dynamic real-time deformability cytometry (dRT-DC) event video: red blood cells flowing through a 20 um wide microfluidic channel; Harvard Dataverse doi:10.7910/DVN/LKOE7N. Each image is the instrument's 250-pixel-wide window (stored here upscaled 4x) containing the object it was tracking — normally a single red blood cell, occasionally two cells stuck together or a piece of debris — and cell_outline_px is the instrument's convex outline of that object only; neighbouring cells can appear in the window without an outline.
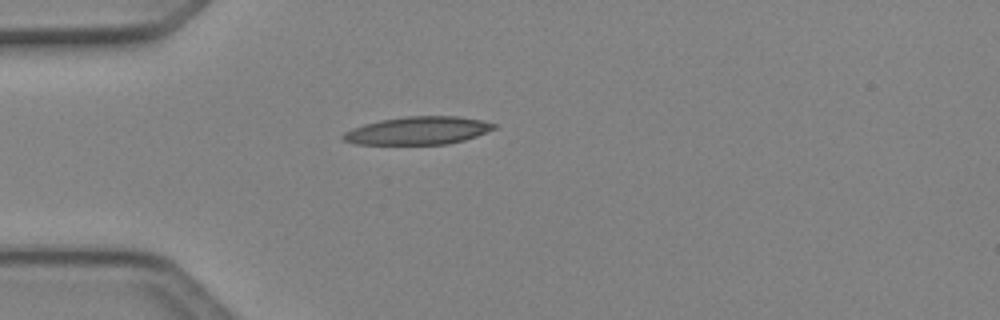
{"species": "Egyptian fruit bat (a non-hibernating species)", "species_latin": "Rousettus aegyptiacus", "temperature_condition": "cold", "stored_images_in_passage": 2, "camera_frame_rate_fps": 3000, "um_per_image_px": 0.085, "animal": {"sex": "female"}, "frame": {"image": 1, "passage_image": 1, "time_ms": 0.0, "image_size_px": [1000, 320], "cell_outline_px": [[496, 128], [476, 136], [464, 140], [448, 144], [356, 144], [344, 140], [340, 136], [344, 132], [352, 128], [364, 124], [380, 120], [404, 116], [456, 116], [480, 120], [496, 124]], "centroid_in_image_um": [35.5, 11.1], "position_along_channel_um": 49.5, "area_um2": 24.45}}